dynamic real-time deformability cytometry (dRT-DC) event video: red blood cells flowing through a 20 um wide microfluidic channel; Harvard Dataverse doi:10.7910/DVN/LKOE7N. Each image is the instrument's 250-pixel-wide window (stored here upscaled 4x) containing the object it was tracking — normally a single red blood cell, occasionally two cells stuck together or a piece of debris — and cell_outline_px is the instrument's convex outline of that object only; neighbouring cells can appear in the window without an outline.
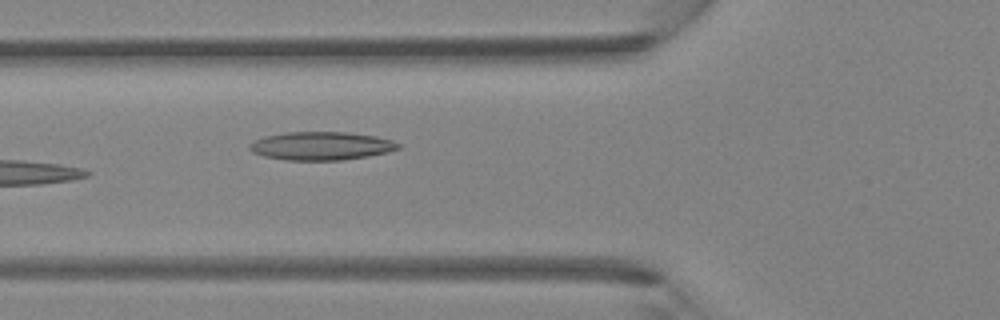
{"species": "Egyptian fruit bat (a non-hibernating species)", "species_latin": "Rousettus aegyptiacus", "temperature_condition": "room temperature", "stored_images_in_passage": 4, "camera_frame_rate_fps": 3000, "um_per_image_px": 0.085, "animal": {"sex": "female"}, "frame": {"image": 1, "passage_image": 4, "time_ms": 1.0, "image_size_px": [1000, 320], "cell_outline_px": [[400, 148], [388, 152], [368, 156], [340, 160], [284, 160], [264, 156], [252, 152], [248, 148], [248, 144], [264, 136], [284, 132], [344, 132], [376, 136], [392, 140], [400, 144]], "centroid_in_image_um": [27.28, 12.4], "position_along_channel_um": 98.5, "area_um2": 24.57}}